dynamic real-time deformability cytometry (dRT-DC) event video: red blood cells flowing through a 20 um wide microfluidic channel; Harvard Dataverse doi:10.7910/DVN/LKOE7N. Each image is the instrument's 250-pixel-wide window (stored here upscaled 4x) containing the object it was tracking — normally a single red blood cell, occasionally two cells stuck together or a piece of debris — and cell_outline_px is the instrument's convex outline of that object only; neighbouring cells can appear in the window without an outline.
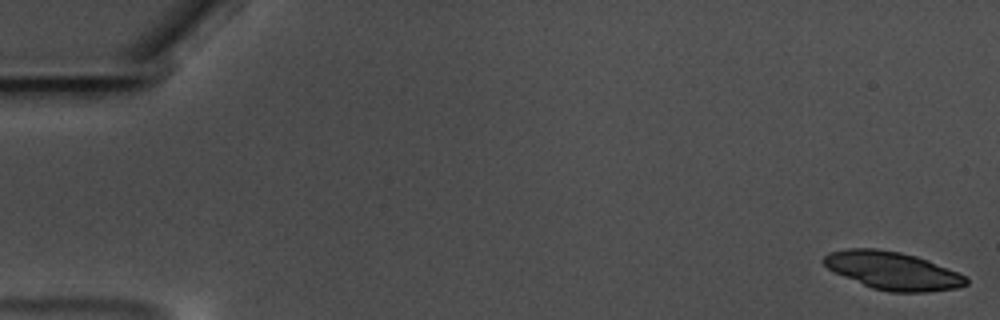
{"species": "common noctule bat (a hibernating species)", "species_latin": "Nyctalus noctula", "temperature_condition": "warm", "stored_images_in_passage": 20, "camera_frame_rate_fps": 3000, "um_per_image_px": 0.085, "animal": {"sex": "male", "body_mass_g": 17.5, "forearm_length_mm": 52.3}, "frame": {"image": 1, "passage_image": 1, "time_ms": 0.0, "image_size_px": [1000, 320], "cell_outline_px": [[968, 284], [956, 288], [928, 292], [892, 292], [872, 288], [844, 276], [828, 268], [820, 260], [828, 252], [848, 248], [876, 248], [900, 252], [916, 256], [928, 260], [968, 276]], "centroid_in_image_um": [75.89, 23.0], "position_along_channel_um": 9.1, "area_um2": 31.44}}